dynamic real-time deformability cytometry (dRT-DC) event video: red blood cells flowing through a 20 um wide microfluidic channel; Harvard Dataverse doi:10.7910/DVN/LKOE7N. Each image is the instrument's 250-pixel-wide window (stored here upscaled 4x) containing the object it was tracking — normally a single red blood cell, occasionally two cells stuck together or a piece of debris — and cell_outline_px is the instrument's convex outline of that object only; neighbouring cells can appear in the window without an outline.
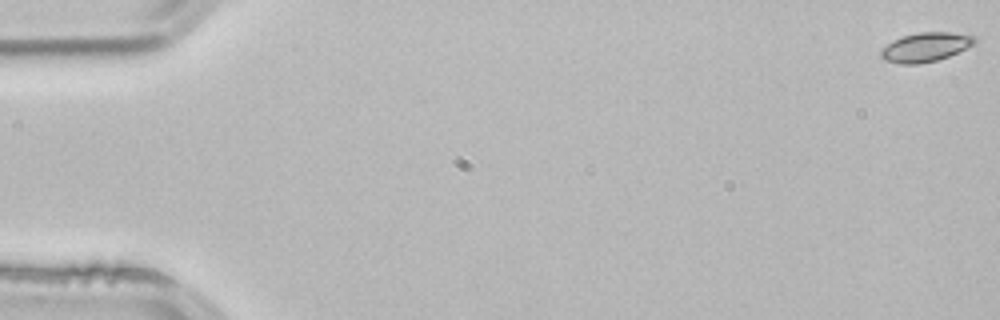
{"species": "common noctule bat (a hibernating species)", "species_latin": "Nyctalus noctula", "temperature_condition": "room temperature", "stored_images_in_passage": 4, "camera_frame_rate_fps": 3000, "um_per_image_px": 0.085, "animal": {"sex": "male", "body_mass_g": 21.5, "forearm_length_mm": 52.0}, "frame": {"image": 1, "passage_image": 1, "time_ms": 0.0, "image_size_px": [1000, 320], "cell_outline_px": [[976, 40], [972, 44], [948, 56], [936, 60], [916, 64], [900, 64], [884, 60], [880, 56], [880, 48], [892, 40], [904, 36], [920, 32], [952, 32], [976, 36]], "centroid_in_image_um": [78.6, 4.0], "position_along_channel_um": 6.4, "area_um2": 15.78}}